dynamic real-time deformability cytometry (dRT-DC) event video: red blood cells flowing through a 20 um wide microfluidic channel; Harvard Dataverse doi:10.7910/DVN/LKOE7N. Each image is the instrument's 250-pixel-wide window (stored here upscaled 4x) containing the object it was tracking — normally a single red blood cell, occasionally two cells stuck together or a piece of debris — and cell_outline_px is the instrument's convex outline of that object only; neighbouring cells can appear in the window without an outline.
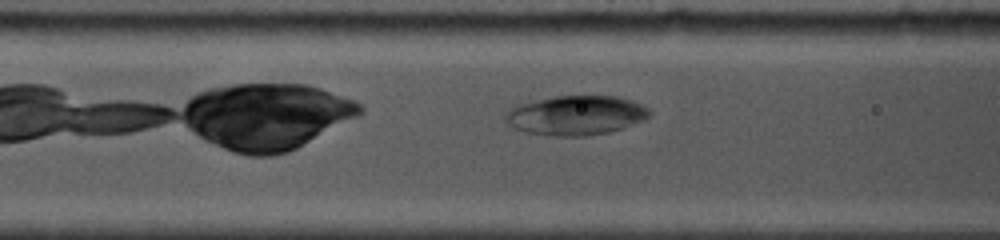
{"species": "common noctule bat (a hibernating species)", "species_latin": "Nyctalus noctula", "temperature_condition": "cold", "stored_images_in_passage": 45, "camera_frame_rate_fps": 5000, "um_per_image_px": 0.085, "animal": {"sex": "female", "body_mass_g": 19.0, "forearm_length_mm": 53.3}, "frame": {"image": 1, "passage_image": 9, "time_ms": 2.0, "image_size_px": [1000, 240], "cell_outline_px": [[648, 116], [644, 120], [624, 128], [608, 132], [584, 136], [552, 136], [524, 132], [512, 128], [508, 124], [504, 116], [512, 108], [520, 104], [556, 96], [616, 96], [632, 100], [648, 108]], "centroid_in_image_um": [48.95, 9.81], "position_along_channel_um": 117.7, "area_um2": 32.95}}
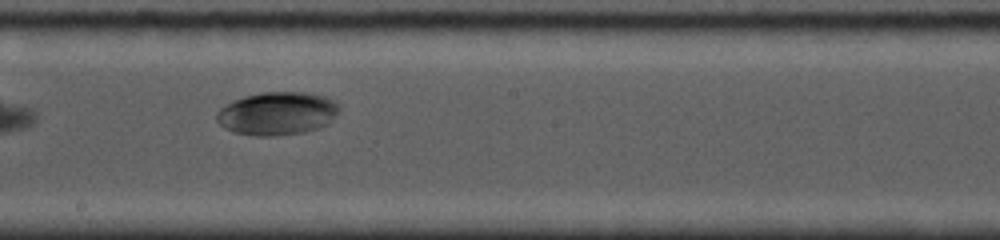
{"frame": {"image": 2, "passage_image": 21, "time_ms": 5.0, "image_size_px": [1000, 240], "cell_outline_px": [[340, 108], [328, 124], [320, 128], [304, 132], [276, 136], [256, 136], [232, 132], [224, 128], [216, 120], [216, 112], [220, 108], [244, 96], [260, 92], [304, 92], [324, 96], [340, 104]], "centroid_in_image_um": [23.56, 9.65], "position_along_channel_um": 224.6, "area_um2": 30.92}}
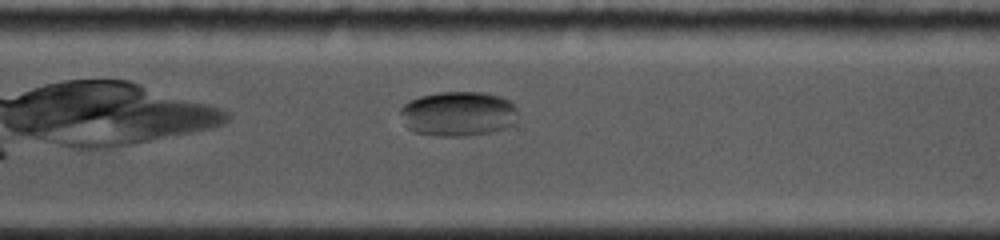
{"frame": {"image": 3, "passage_image": 33, "time_ms": 8.0, "image_size_px": [1000, 240], "cell_outline_px": [[516, 124], [504, 128], [488, 132], [464, 136], [436, 136], [412, 132], [408, 128], [400, 112], [400, 108], [408, 100], [420, 96], [440, 92], [484, 92], [500, 96], [512, 100], [516, 108]], "centroid_in_image_um": [38.95, 9.66], "position_along_channel_um": 331.6, "area_um2": 30.92}}